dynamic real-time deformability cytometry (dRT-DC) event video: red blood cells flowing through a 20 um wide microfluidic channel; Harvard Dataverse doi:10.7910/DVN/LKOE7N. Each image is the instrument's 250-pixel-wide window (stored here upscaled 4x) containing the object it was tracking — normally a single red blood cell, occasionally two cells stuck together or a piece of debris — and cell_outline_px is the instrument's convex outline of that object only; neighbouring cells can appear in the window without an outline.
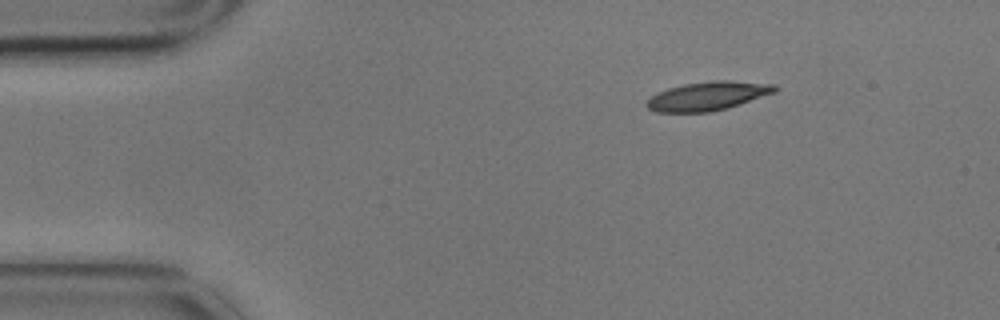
{"species": "common noctule bat (a hibernating species)", "species_latin": "Nyctalus noctula", "temperature_condition": "cold", "stored_images_in_passage": 2, "camera_frame_rate_fps": 3000, "um_per_image_px": 0.085, "animal": {"sex": "male", "body_mass_g": 17.9}, "frame": {"image": 1, "passage_image": 2, "time_ms": 0.333, "image_size_px": [1000, 320], "cell_outline_px": [[780, 88], [776, 92], [728, 108], [712, 112], [656, 112], [648, 108], [644, 104], [652, 96], [668, 88], [684, 84], [712, 80], [728, 80], [776, 84]], "centroid_in_image_um": [60.21, 8.16], "position_along_channel_um": 24.8, "area_um2": 21.62}}